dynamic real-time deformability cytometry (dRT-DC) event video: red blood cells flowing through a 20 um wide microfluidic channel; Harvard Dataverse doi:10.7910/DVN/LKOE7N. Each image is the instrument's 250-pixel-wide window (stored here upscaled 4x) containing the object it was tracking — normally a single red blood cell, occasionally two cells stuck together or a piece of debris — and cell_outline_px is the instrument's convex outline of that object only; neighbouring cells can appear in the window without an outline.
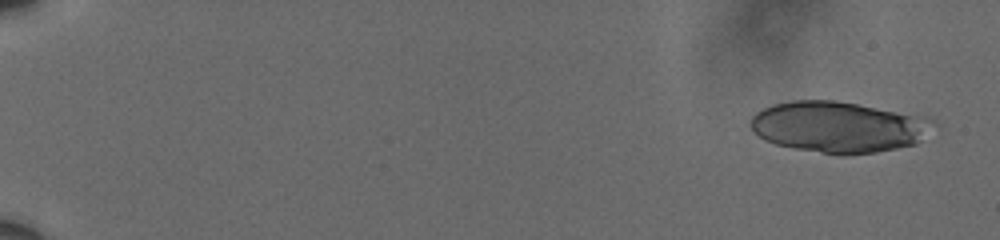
{"species": "human", "species_latin": "Homo sapiens", "temperature_condition": "cold", "stored_images_in_passage": 19, "camera_frame_rate_fps": 3000, "um_per_image_px": 0.085, "donor": {"sex": "male"}, "frame": {"image": 1, "passage_image": 5, "time_ms": 1.333, "image_size_px": [1000, 240], "cell_outline_px": [[908, 144], [868, 152], [828, 152], [784, 144], [756, 116], [760, 112], [768, 108], [780, 104], [852, 104], [900, 116]], "centroid_in_image_um": [70.92, 10.82], "position_along_channel_um": 14.1, "area_um2": 41.44}}